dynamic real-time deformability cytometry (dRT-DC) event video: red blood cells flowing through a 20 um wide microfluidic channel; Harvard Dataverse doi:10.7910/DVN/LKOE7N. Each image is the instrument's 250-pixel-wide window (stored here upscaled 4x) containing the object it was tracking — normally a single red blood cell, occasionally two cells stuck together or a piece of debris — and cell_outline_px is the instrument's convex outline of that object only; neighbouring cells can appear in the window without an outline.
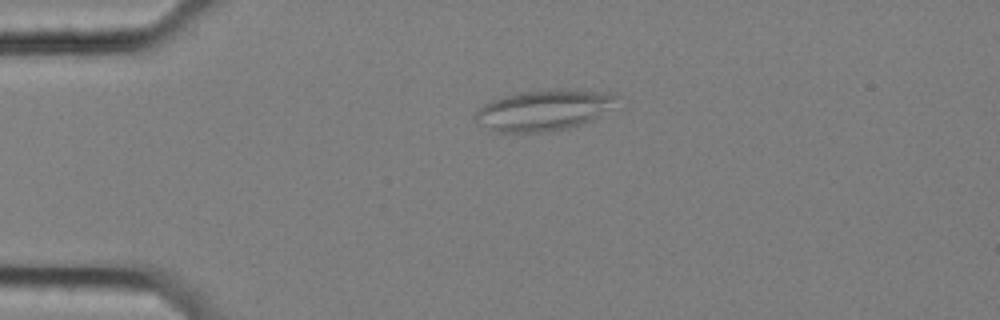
{"species": "common noctule bat (a hibernating species)", "species_latin": "Nyctalus noctula", "temperature_condition": "cold", "stored_images_in_passage": 52, "segment_of_instrument_passage": [1, 2], "camera_frame_rate_fps": 3000, "um_per_image_px": 0.085, "animal": {"sex": "female", "body_mass_g": 25.1}, "frame": {"image": 1, "passage_image": 8, "time_ms": 2.333, "image_size_px": [1000, 320], "cell_outline_px": [[620, 96], [596, 116], [580, 124], [568, 128], [544, 132], [500, 132], [476, 120], [472, 116], [484, 104], [492, 100], [520, 92], [552, 88], [576, 88], [612, 92]], "centroid_in_image_um": [46.23, 9.32], "position_along_channel_um": 38.8, "area_um2": 33.18}}